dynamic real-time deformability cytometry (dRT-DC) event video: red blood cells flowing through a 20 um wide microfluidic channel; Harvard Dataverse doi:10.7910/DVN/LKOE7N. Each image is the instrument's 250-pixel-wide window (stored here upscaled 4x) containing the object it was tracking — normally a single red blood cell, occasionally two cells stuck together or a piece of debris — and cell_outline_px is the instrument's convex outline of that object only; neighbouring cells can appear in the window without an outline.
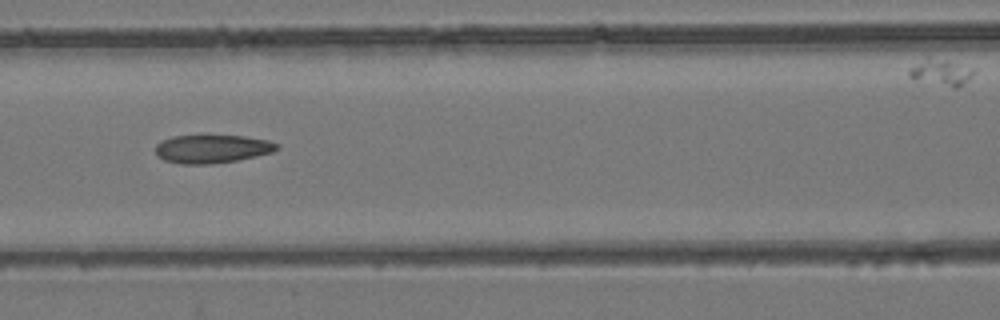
{"species": "common noctule bat (a hibernating species)", "species_latin": "Nyctalus noctula", "temperature_condition": "room temperature", "stored_images_in_passage": 11, "segment_of_instrument_passage": [1, 2], "camera_frame_rate_fps": 3000, "um_per_image_px": 0.085, "animal": {"sex": "female", "body_mass_g": 24.6, "forearm_length_mm": 56.2}, "frame": {"image": 1, "passage_image": 8, "time_ms": 2.333, "image_size_px": [1000, 320], "cell_outline_px": [[280, 148], [272, 152], [256, 156], [236, 160], [212, 164], [180, 164], [164, 160], [156, 156], [156, 144], [160, 140], [172, 136], [200, 132], [204, 132], [244, 136], [268, 140], [280, 144]], "centroid_in_image_um": [17.99, 12.59], "position_along_channel_um": 148.6, "area_um2": 21.21}}
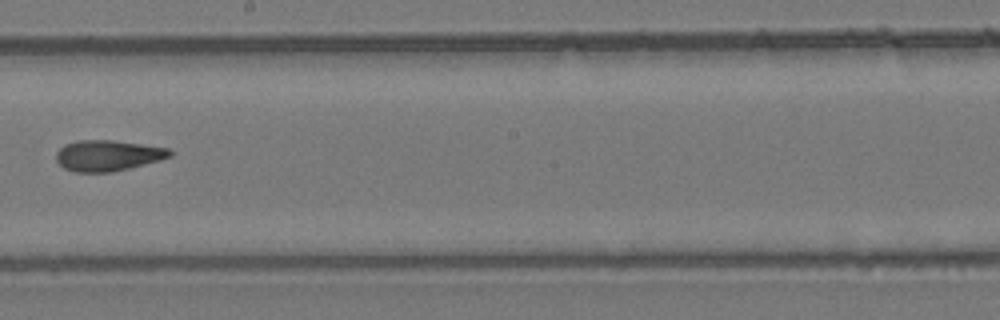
{"frame": {"image": 2, "passage_image": 10, "time_ms": 3.0, "image_size_px": [1000, 320], "cell_outline_px": [[176, 152], [172, 156], [160, 160], [112, 172], [76, 172], [64, 168], [56, 160], [56, 152], [64, 144], [76, 140], [112, 140], [168, 148]], "centroid_in_image_um": [9.17, 13.21], "position_along_channel_um": 239.0, "area_um2": 20.46}}